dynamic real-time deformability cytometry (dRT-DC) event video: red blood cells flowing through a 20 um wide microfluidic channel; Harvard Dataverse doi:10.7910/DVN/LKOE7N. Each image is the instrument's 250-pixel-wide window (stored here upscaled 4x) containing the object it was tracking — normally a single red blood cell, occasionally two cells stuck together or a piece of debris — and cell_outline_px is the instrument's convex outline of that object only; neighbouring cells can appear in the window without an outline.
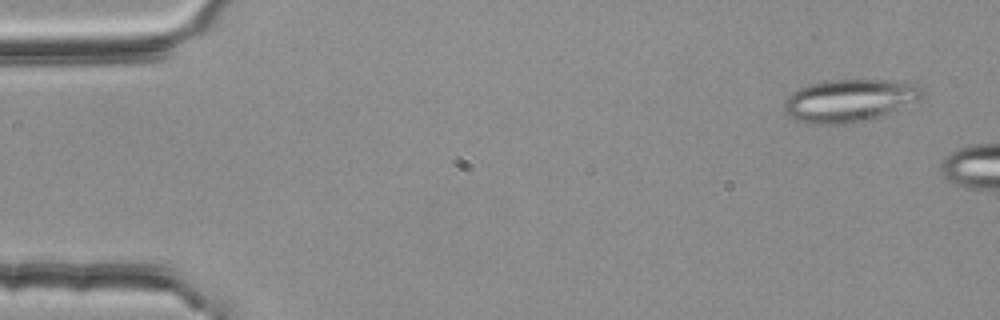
{"species": "common noctule bat (a hibernating species)", "species_latin": "Nyctalus noctula", "temperature_condition": "room temperature", "stored_images_in_passage": 2, "camera_frame_rate_fps": 3000, "um_per_image_px": 0.085, "animal": {"sex": "female", "body_mass_g": 25.1}, "frame": {"image": 1, "passage_image": 1, "time_ms": 0.0, "image_size_px": [1000, 320], "cell_outline_px": [[924, 92], [920, 100], [868, 120], [844, 124], [808, 124], [796, 120], [788, 116], [784, 112], [784, 100], [792, 92], [808, 84], [824, 80], [908, 80], [920, 84], [924, 88]], "centroid_in_image_um": [72.22, 8.52], "position_along_channel_um": 12.8, "area_um2": 34.85}}